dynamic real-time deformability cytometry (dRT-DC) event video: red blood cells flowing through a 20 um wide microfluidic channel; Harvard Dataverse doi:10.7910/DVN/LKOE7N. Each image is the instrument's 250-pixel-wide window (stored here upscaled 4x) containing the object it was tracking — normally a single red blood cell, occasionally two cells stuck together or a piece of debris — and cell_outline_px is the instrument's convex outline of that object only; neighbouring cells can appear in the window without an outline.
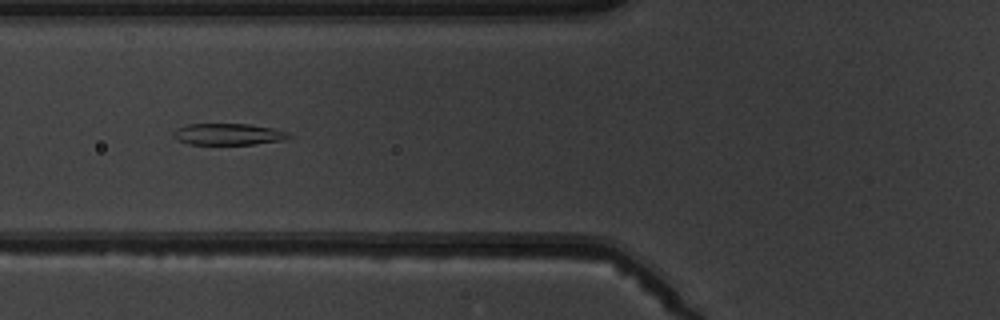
{"species": "common noctule bat (a hibernating species)", "species_latin": "Nyctalus noctula", "temperature_condition": "warm", "stored_images_in_passage": 5, "camera_frame_rate_fps": 3000, "um_per_image_px": 0.085, "animal": {"sex": "male", "body_mass_g": 19.5, "forearm_length_mm": 54.6}, "frame": {"image": 1, "passage_image": 5, "time_ms": 5.0, "image_size_px": [1000, 320], "cell_outline_px": [[292, 136], [284, 140], [252, 144], [188, 144], [176, 140], [172, 136], [172, 132], [176, 128], [188, 124], [248, 124], [272, 128], [288, 132]], "centroid_in_image_um": [19.36, 11.41], "position_along_channel_um": 106.4, "area_um2": 14.51}}